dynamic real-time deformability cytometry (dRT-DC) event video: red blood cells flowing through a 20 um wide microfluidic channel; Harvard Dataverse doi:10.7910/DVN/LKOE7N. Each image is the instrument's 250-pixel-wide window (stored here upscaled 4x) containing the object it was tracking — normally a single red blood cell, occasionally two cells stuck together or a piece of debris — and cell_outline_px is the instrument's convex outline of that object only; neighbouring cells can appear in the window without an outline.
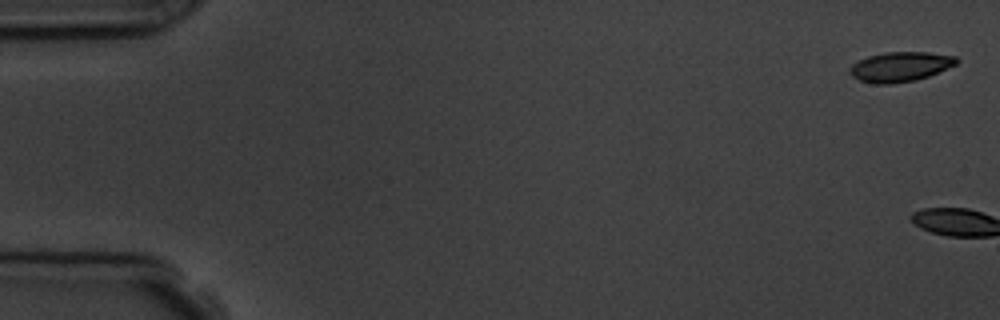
{"species": "common noctule bat (a hibernating species)", "species_latin": "Nyctalus noctula", "temperature_condition": "room temperature", "stored_images_in_passage": 9, "camera_frame_rate_fps": 3000, "um_per_image_px": 0.085, "animal": {"sex": "male", "body_mass_g": 19.5, "forearm_length_mm": 54.6}, "frame": {"image": 1, "passage_image": 1, "time_ms": 0.0, "image_size_px": [1000, 320], "cell_outline_px": [[960, 60], [956, 64], [928, 76], [916, 80], [892, 84], [872, 84], [860, 80], [852, 76], [848, 72], [848, 68], [852, 64], [868, 56], [884, 52], [928, 52], [956, 56]], "centroid_in_image_um": [76.5, 5.67], "position_along_channel_um": 8.5, "area_um2": 18.61}}